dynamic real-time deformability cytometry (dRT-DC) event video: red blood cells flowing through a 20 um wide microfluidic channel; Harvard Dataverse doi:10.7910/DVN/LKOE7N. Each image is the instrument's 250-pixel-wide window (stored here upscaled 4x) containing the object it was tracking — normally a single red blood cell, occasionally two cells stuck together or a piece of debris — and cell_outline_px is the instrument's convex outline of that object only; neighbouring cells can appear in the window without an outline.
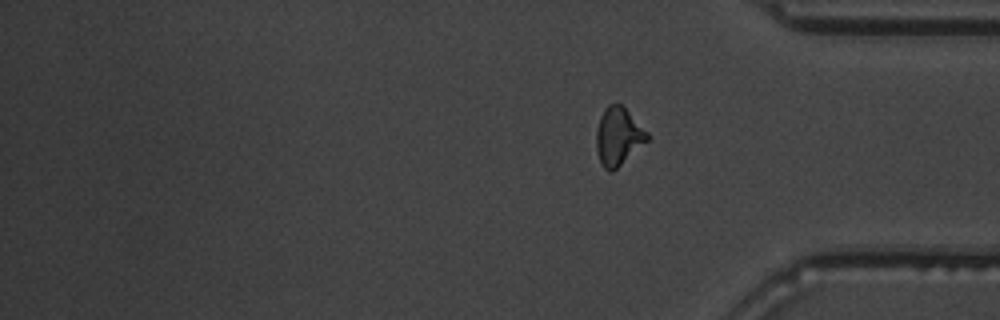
{"species": "common noctule bat (a hibernating species)", "species_latin": "Nyctalus noctula", "temperature_condition": "warm", "stored_images_in_passage": 36, "segment_of_instrument_passage": [2, 2], "camera_frame_rate_fps": 3000, "um_per_image_px": 0.085, "animal": {"sex": "male", "body_mass_g": 19.5, "forearm_length_mm": 54.6}, "frame": {"image": 1, "passage_image": 36, "time_ms": 11.667, "image_size_px": [1000, 320], "cell_outline_px": [[652, 136], [648, 140], [612, 172], [608, 172], [604, 168], [600, 160], [596, 148], [596, 132], [600, 116], [604, 108], [608, 104], [624, 104]], "centroid_in_image_um": [52.58, 11.55], "position_along_channel_um": 382.6, "area_um2": 17.46}}